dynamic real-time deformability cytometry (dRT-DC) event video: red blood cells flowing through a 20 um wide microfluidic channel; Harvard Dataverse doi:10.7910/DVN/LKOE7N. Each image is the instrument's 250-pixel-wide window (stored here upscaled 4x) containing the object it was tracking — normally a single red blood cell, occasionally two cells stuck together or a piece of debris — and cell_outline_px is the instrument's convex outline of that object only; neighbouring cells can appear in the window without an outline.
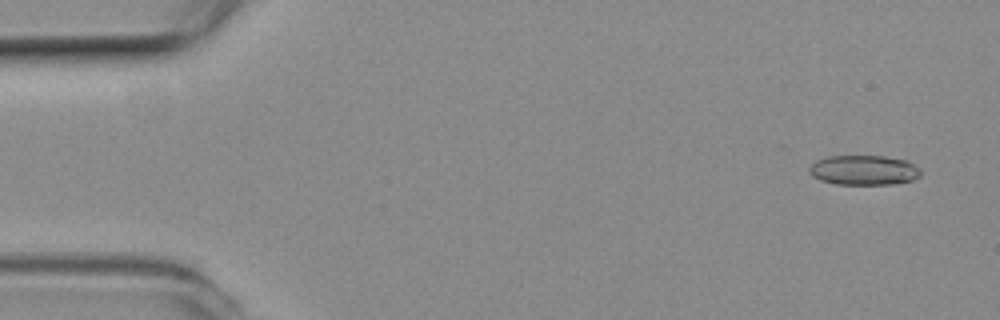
{"species": "common noctule bat (a hibernating species)", "species_latin": "Nyctalus noctula", "temperature_condition": "room temperature", "stored_images_in_passage": 5, "camera_frame_rate_fps": 3000, "um_per_image_px": 0.085, "animal": {"sex": "female", "body_mass_g": 19.3, "forearm_length_mm": 54.1}, "frame": {"image": 1, "passage_image": 1, "time_ms": 0.0, "image_size_px": [1000, 320], "cell_outline_px": [[920, 176], [912, 180], [892, 184], [836, 184], [820, 180], [812, 176], [808, 168], [816, 160], [828, 156], [884, 156], [904, 160], [920, 168]], "centroid_in_image_um": [73.4, 14.46], "position_along_channel_um": 11.6, "area_um2": 19.25}}